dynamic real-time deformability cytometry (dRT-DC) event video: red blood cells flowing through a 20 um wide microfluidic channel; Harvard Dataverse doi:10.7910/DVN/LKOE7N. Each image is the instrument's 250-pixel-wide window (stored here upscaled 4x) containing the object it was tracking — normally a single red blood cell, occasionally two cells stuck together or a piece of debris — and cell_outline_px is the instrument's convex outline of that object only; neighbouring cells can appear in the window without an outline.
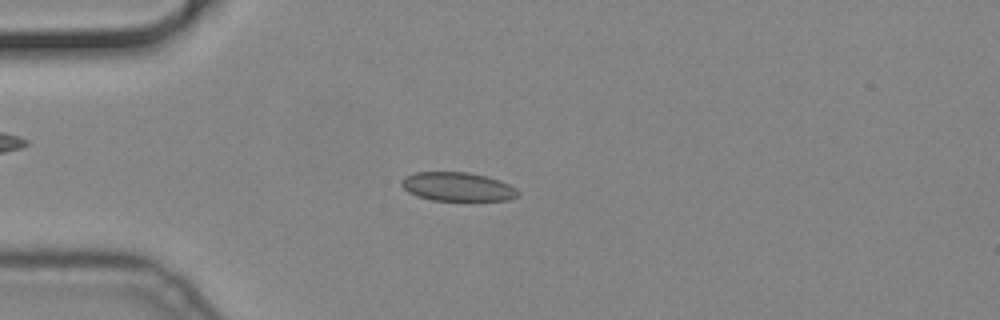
{"species": "common noctule bat (a hibernating species)", "species_latin": "Nyctalus noctula", "temperature_condition": "cold", "stored_images_in_passage": 55, "camera_frame_rate_fps": 3000, "um_per_image_px": 0.085, "animal": {"sex": "male", "body_mass_g": 19.2, "forearm_length_mm": 51.8}, "frame": {"image": 1, "passage_image": 14, "time_ms": 4.333, "image_size_px": [1000, 320], "cell_outline_px": [[520, 196], [508, 200], [432, 200], [416, 196], [408, 192], [400, 184], [400, 180], [404, 176], [416, 172], [468, 172], [500, 180], [516, 188], [520, 192]], "centroid_in_image_um": [38.88, 15.87], "position_along_channel_um": 46.1, "area_um2": 19.65}}
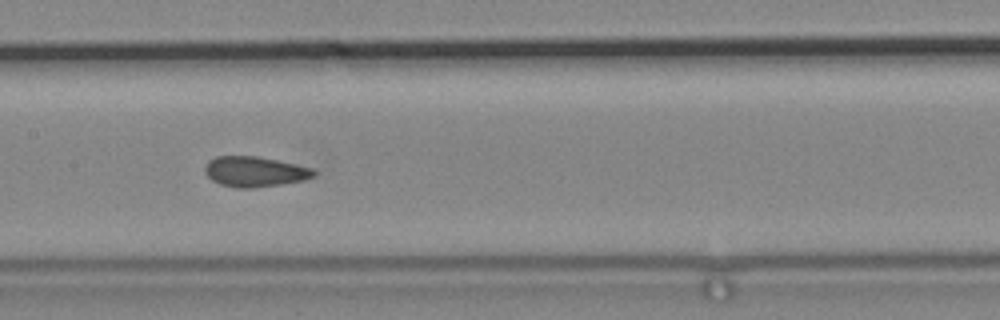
{"frame": {"image": 2, "passage_image": 27, "time_ms": 8.667, "image_size_px": [1000, 320], "cell_outline_px": [[316, 176], [304, 180], [280, 184], [252, 188], [236, 188], [220, 184], [212, 180], [204, 172], [204, 168], [208, 160], [216, 156], [256, 156], [276, 160], [312, 168], [316, 172]], "centroid_in_image_um": [21.63, 14.59], "position_along_channel_um": 185.8, "area_um2": 19.19}}
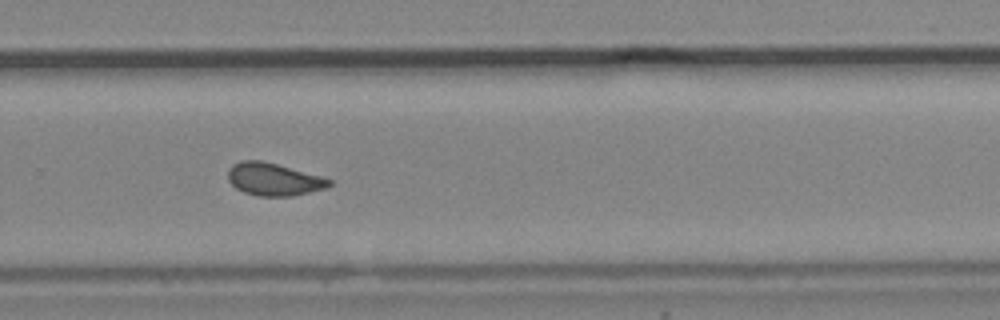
{"frame": {"image": 3, "passage_image": 37, "time_ms": 12.0, "image_size_px": [1000, 320], "cell_outline_px": [[332, 184], [328, 188], [292, 196], [256, 196], [244, 192], [236, 188], [228, 180], [228, 168], [232, 164], [240, 160], [260, 160], [276, 164], [320, 176], [332, 180]], "centroid_in_image_um": [23.24, 15.24], "position_along_channel_um": 306.6, "area_um2": 19.25}}